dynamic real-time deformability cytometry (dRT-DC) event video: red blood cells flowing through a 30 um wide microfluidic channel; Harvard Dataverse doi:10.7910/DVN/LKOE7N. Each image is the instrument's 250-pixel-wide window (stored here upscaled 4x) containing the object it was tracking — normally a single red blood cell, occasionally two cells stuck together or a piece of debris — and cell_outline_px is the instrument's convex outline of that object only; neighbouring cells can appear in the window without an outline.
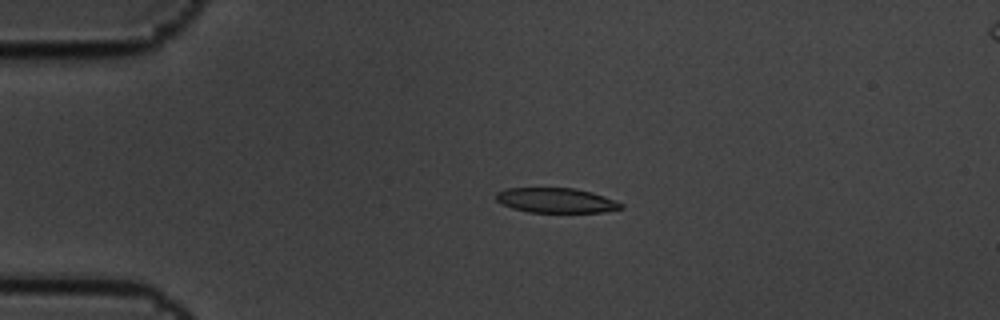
{"species": "common noctule bat (a hibernating species)", "species_latin": "Nyctalus noctula", "temperature_condition": "cold", "stored_images_in_passage": 6, "segment_of_instrument_passage": [1, 2], "camera_frame_rate_fps": 3000, "um_per_image_px": 0.085, "animal": {"sex": "male", "body_mass_g": 19.5, "forearm_length_mm": 54.6}, "frame": {"image": 1, "passage_image": 4, "time_ms": 1.0, "image_size_px": [1000, 320], "cell_outline_px": [[624, 208], [604, 212], [528, 212], [512, 208], [496, 200], [496, 192], [504, 188], [576, 188], [592, 192], [616, 200], [624, 204]], "centroid_in_image_um": [47.3, 17.03], "position_along_channel_um": 37.7, "area_um2": 18.21}}